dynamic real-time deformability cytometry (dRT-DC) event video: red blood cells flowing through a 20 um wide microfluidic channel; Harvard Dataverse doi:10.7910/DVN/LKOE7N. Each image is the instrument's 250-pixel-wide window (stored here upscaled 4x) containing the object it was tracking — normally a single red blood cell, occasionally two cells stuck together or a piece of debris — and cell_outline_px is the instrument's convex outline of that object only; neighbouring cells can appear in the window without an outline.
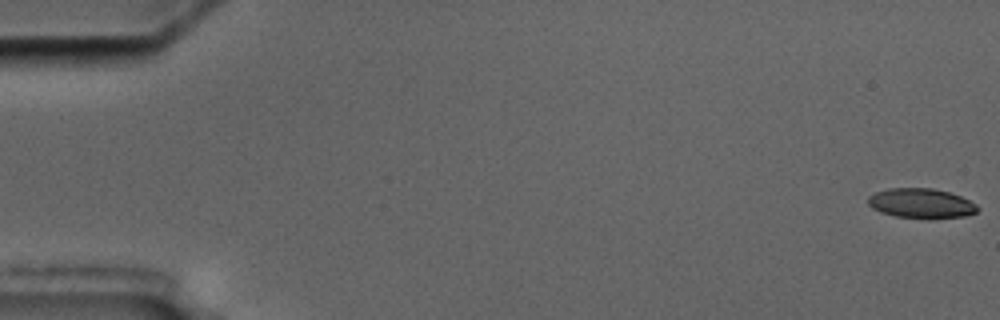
{"species": "common noctule bat (a hibernating species)", "species_latin": "Nyctalus noctula", "temperature_condition": "cold", "stored_images_in_passage": 5, "camera_frame_rate_fps": 3000, "um_per_image_px": 0.085, "animal": {"sex": "male", "body_mass_g": 17.5, "forearm_length_mm": 52.3}, "frame": {"image": 1, "passage_image": 1, "time_ms": 0.0, "image_size_px": [1000, 320], "cell_outline_px": [[980, 208], [976, 212], [964, 216], [928, 220], [896, 216], [880, 212], [872, 208], [868, 204], [868, 196], [876, 192], [888, 188], [932, 188], [948, 192], [960, 196], [976, 204]], "centroid_in_image_um": [78.29, 17.3], "position_along_channel_um": 6.7, "area_um2": 19.25}}